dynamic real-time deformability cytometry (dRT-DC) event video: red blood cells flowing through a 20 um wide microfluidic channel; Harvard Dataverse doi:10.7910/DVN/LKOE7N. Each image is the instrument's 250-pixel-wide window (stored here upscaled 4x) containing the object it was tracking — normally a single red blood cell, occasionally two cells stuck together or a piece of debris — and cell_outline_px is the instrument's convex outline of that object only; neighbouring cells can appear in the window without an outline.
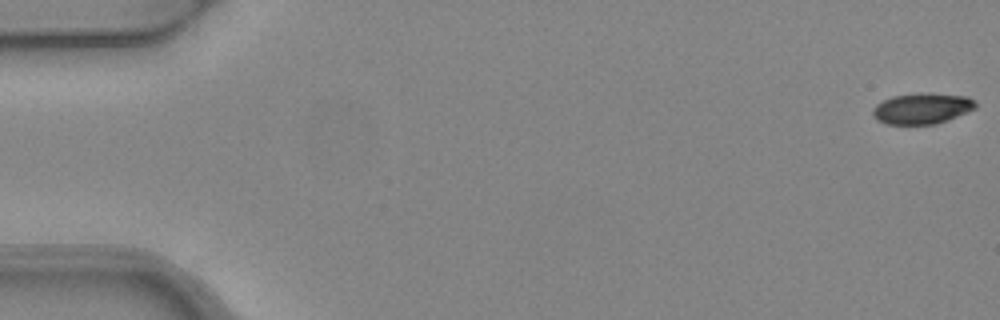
{"species": "common noctule bat (a hibernating species)", "species_latin": "Nyctalus noctula", "temperature_condition": "warm", "stored_images_in_passage": 4, "camera_frame_rate_fps": 3000, "um_per_image_px": 0.085, "animal": {"sex": "female", "body_mass_g": 24.6, "forearm_length_mm": 56.2}, "frame": {"image": 1, "passage_image": 1, "time_ms": 0.0, "image_size_px": [1000, 320], "cell_outline_px": [[976, 108], [948, 120], [936, 124], [888, 124], [876, 120], [872, 112], [872, 108], [876, 104], [892, 96], [920, 92], [928, 92], [968, 96], [976, 100]], "centroid_in_image_um": [78.39, 9.2], "position_along_channel_um": 6.6, "area_um2": 18.79}}
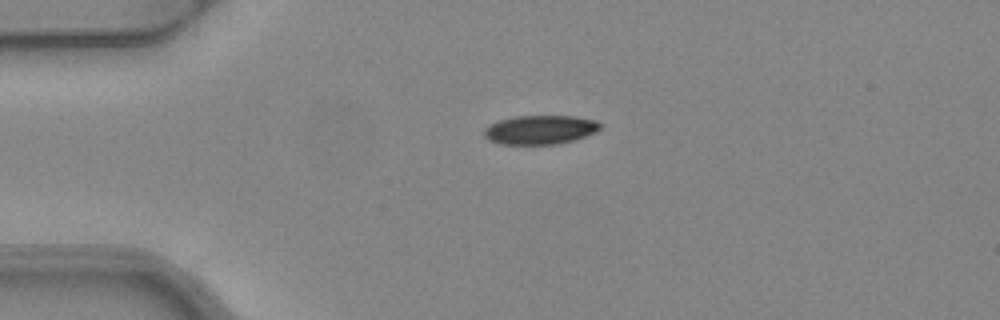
{"frame": {"image": 2, "passage_image": 4, "time_ms": 1.0, "image_size_px": [1000, 320], "cell_outline_px": [[604, 124], [596, 132], [572, 140], [556, 144], [500, 144], [488, 140], [484, 136], [484, 128], [488, 124], [500, 120], [516, 116], [576, 116], [596, 120]], "centroid_in_image_um": [45.91, 11.02], "position_along_channel_um": 39.1, "area_um2": 19.71}}